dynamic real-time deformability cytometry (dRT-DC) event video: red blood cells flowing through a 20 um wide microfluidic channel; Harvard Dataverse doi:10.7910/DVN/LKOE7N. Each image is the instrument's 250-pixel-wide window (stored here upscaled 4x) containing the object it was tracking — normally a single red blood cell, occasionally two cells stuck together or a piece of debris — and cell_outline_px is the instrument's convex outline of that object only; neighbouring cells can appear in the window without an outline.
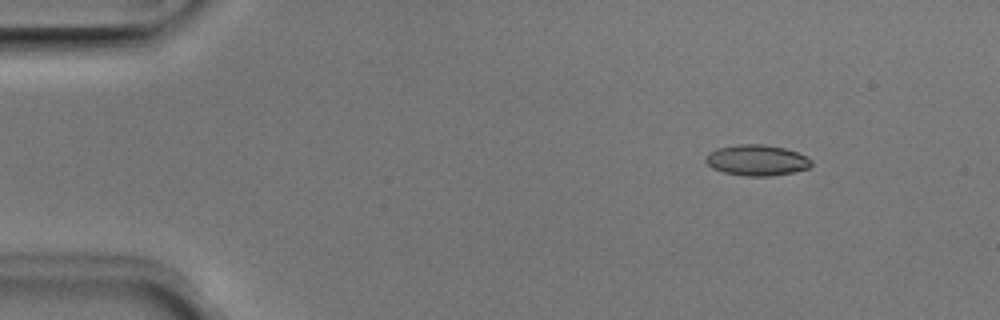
{"species": "Egyptian fruit bat (a non-hibernating species)", "species_latin": "Rousettus aegyptiacus", "temperature_condition": "room temperature", "stored_images_in_passage": 46, "camera_frame_rate_fps": 3000, "um_per_image_px": 0.085, "animal": {"sex": "male"}, "frame": {"image": 1, "passage_image": 1, "time_ms": 0.0, "image_size_px": [1000, 320], "cell_outline_px": [[812, 164], [808, 168], [792, 172], [768, 176], [744, 176], [724, 172], [712, 168], [704, 160], [708, 152], [716, 148], [736, 144], [764, 144], [784, 148], [796, 152], [812, 160]], "centroid_in_image_um": [64.28, 13.61], "position_along_channel_um": 20.7, "area_um2": 18.96}}
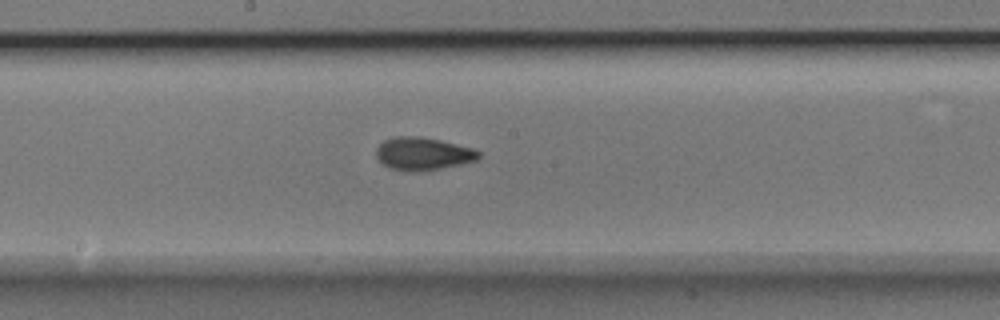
{"frame": {"image": 2, "passage_image": 22, "time_ms": 7.0, "image_size_px": [1000, 320], "cell_outline_px": [[480, 156], [476, 160], [460, 164], [420, 172], [408, 172], [392, 168], [384, 164], [376, 156], [376, 148], [384, 140], [396, 136], [416, 136], [440, 140], [472, 148], [480, 152]], "centroid_in_image_um": [35.94, 13.07], "position_along_channel_um": 212.3, "area_um2": 19.42}}
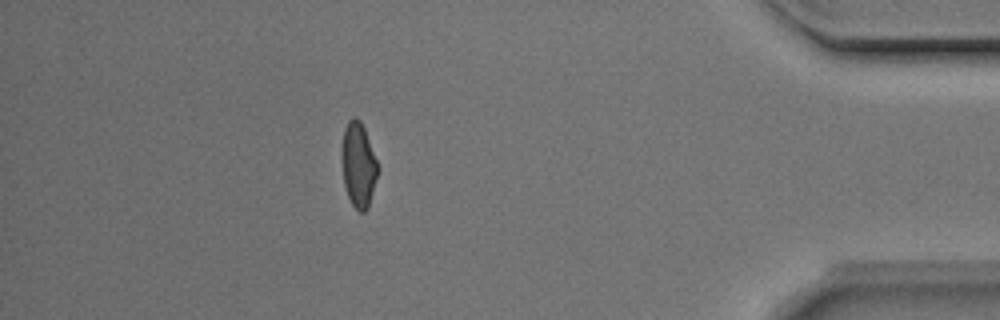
{"frame": {"image": 3, "passage_image": 40, "time_ms": 13.0, "image_size_px": [1000, 320], "cell_outline_px": [[380, 168], [368, 208], [364, 212], [360, 212], [352, 204], [348, 196], [344, 184], [340, 160], [340, 152], [344, 128], [348, 120], [352, 116], [356, 116], [360, 120], [364, 128]], "centroid_in_image_um": [30.45, 13.98], "position_along_channel_um": 404.8, "area_um2": 18.26}, "authors_computed_cell_mechanics": {"area_um2": 18.496, "velocity_mm_per_s": 3.9622, "shape_relaxation_time_tau1_ms": 3.3341, "shape_relaxation_time_tau2_ms": 2.4401, "deformation_change_tau1": 0.1245, "deformation_change_tau2": 0.0706}}